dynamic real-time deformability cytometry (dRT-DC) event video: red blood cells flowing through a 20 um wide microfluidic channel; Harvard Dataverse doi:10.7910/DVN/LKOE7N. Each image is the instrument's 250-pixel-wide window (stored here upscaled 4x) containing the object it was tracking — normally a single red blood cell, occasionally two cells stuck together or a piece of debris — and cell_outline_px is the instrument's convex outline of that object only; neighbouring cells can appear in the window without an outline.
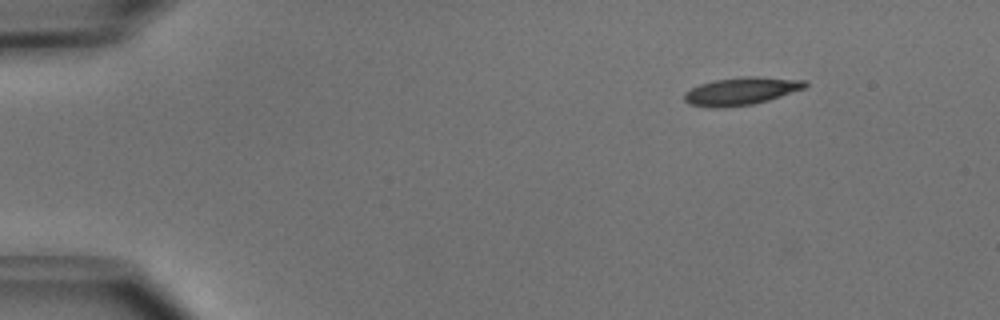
{"species": "common noctule bat (a hibernating species)", "species_latin": "Nyctalus noctula", "temperature_condition": "cold", "stored_images_in_passage": 45, "camera_frame_rate_fps": 3000, "um_per_image_px": 0.085, "animal": {"sex": "male", "body_mass_g": 15.6}, "frame": {"image": 1, "passage_image": 1, "time_ms": 0.0, "image_size_px": [1000, 320], "cell_outline_px": [[808, 84], [804, 88], [768, 100], [752, 104], [724, 108], [712, 108], [688, 104], [684, 100], [684, 92], [700, 84], [716, 80], [744, 76], [756, 76], [808, 80]], "centroid_in_image_um": [62.99, 7.75], "position_along_channel_um": 22.0, "area_um2": 19.54}}
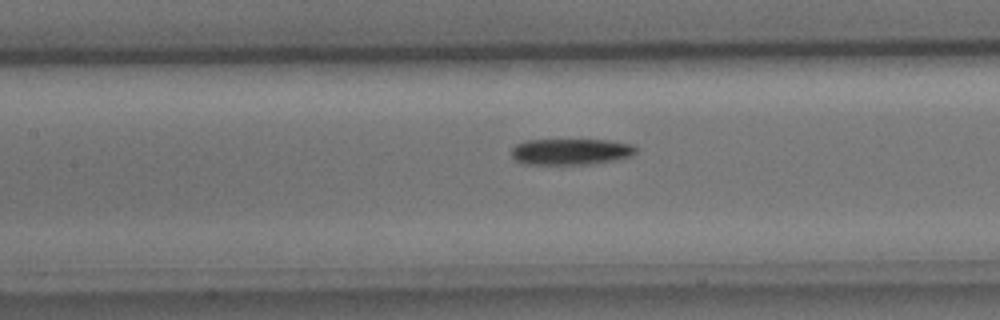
{"frame": {"image": 2, "passage_image": 18, "time_ms": 5.667, "image_size_px": [1000, 320], "cell_outline_px": [[636, 152], [632, 156], [612, 160], [588, 164], [524, 164], [516, 160], [512, 156], [512, 148], [516, 144], [528, 140], [608, 140], [632, 144], [636, 148]], "centroid_in_image_um": [48.51, 12.89], "position_along_channel_um": 158.9, "area_um2": 18.84}}
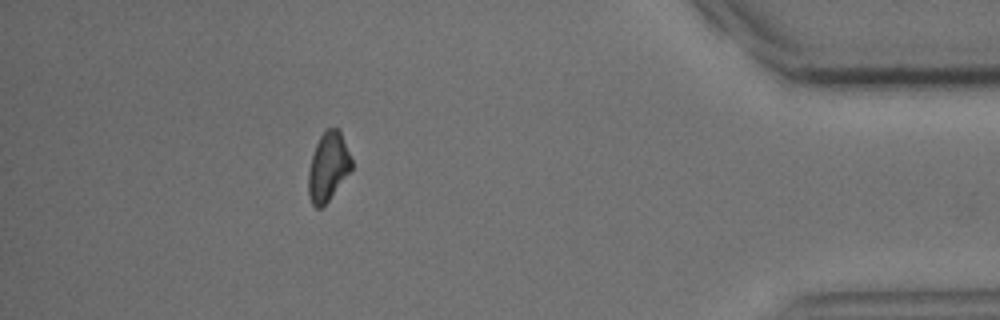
{"frame": {"image": 3, "passage_image": 40, "time_ms": 13.0, "image_size_px": [1000, 320], "cell_outline_px": [[352, 168], [328, 200], [320, 208], [316, 208], [312, 204], [308, 196], [308, 172], [312, 156], [316, 144], [320, 136], [328, 128], [340, 128], [352, 160]], "centroid_in_image_um": [27.88, 14.15], "position_along_channel_um": 407.3, "area_um2": 17.11}, "authors_computed_cell_mechanics": {"area_um2": 19.074, "velocity_mm_per_s": 3.9808, "shape_relaxation_time_tau1_ms": 2.9305, "shape_relaxation_time_tau2_ms": null, "deformation_change_tau1": 0.1048, "deformation_change_tau2": null}}